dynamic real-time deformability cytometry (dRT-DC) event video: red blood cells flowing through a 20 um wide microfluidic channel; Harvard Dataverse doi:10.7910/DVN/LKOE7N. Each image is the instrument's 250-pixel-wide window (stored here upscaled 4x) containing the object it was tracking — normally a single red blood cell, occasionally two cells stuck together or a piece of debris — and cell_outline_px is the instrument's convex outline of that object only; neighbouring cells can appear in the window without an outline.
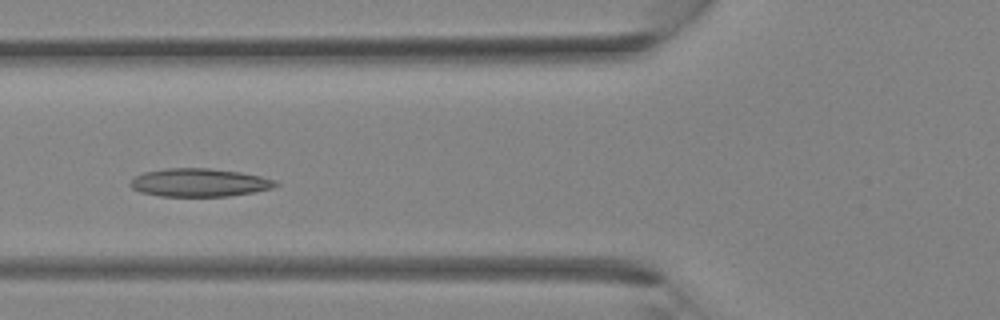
{"species": "Egyptian fruit bat (a non-hibernating species)", "species_latin": "Rousettus aegyptiacus", "temperature_condition": "room temperature", "stored_images_in_passage": 33, "camera_frame_rate_fps": 3000, "um_per_image_px": 0.085, "animal": {"sex": "female"}, "frame": {"image": 1, "passage_image": 11, "time_ms": 3.333, "image_size_px": [1000, 320], "cell_outline_px": [[280, 184], [272, 188], [252, 192], [228, 196], [160, 196], [140, 192], [132, 188], [128, 184], [136, 176], [144, 172], [164, 168], [208, 168], [240, 172], [260, 176], [276, 180]], "centroid_in_image_um": [16.93, 15.51], "position_along_channel_um": 108.9, "area_um2": 23.81}}
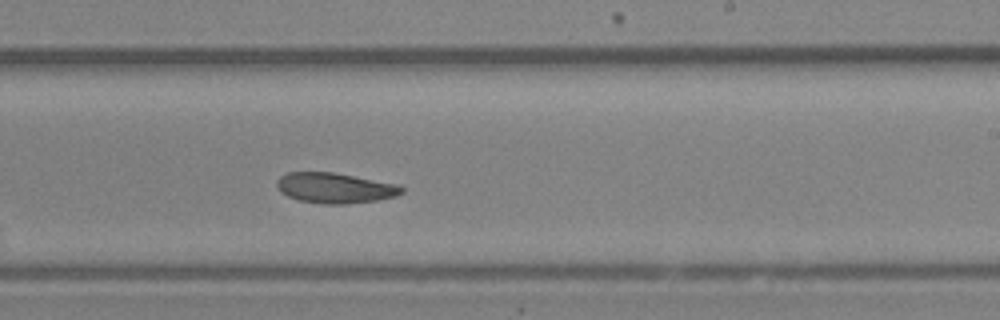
{"frame": {"image": 2, "passage_image": 19, "time_ms": 6.0, "image_size_px": [1000, 320], "cell_outline_px": [[404, 192], [396, 196], [376, 200], [348, 204], [324, 204], [300, 200], [288, 196], [280, 192], [276, 188], [276, 180], [280, 176], [288, 172], [332, 172], [396, 184], [404, 188]], "centroid_in_image_um": [28.43, 15.98], "position_along_channel_um": 260.6, "area_um2": 22.02}}
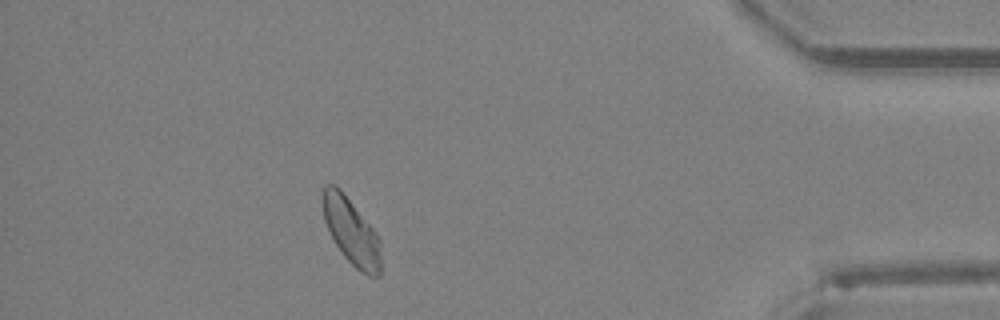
{"frame": {"image": 3, "passage_image": 29, "time_ms": 9.333, "image_size_px": [1000, 320], "cell_outline_px": [[380, 276], [368, 276], [360, 272], [344, 256], [336, 244], [324, 220], [324, 184], [336, 184], [340, 188], [372, 228], [380, 240]], "centroid_in_image_um": [29.88, 19.7], "position_along_channel_um": 405.3, "area_um2": 21.91}}